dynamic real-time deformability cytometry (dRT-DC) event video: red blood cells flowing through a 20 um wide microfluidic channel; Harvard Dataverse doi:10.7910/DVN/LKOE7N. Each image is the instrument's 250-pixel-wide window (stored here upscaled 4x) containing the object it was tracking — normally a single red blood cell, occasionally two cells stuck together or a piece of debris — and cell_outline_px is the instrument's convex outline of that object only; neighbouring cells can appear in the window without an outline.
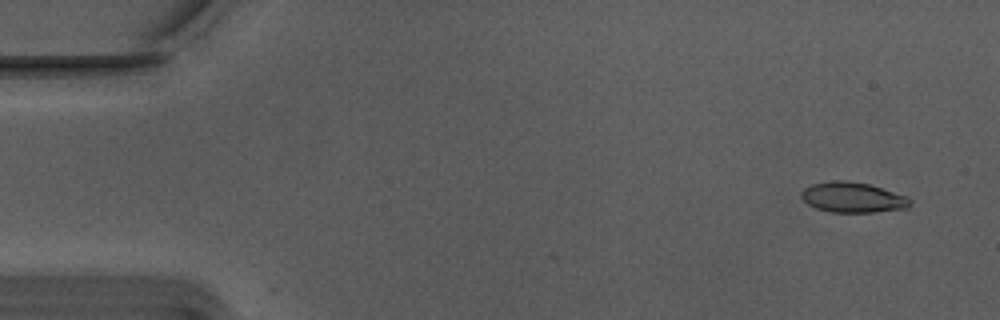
{"species": "Egyptian fruit bat (a non-hibernating species)", "species_latin": "Rousettus aegyptiacus", "temperature_condition": "warm", "stored_images_in_passage": 4, "camera_frame_rate_fps": 3000, "um_per_image_px": 0.085, "animal": {"sex": "male"}, "frame": {"image": 1, "passage_image": 4, "time_ms": 1.0, "image_size_px": [1000, 320], "cell_outline_px": [[912, 204], [908, 208], [876, 212], [832, 212], [816, 208], [808, 204], [800, 196], [800, 192], [804, 188], [812, 184], [832, 180], [848, 180], [868, 184], [908, 196], [912, 200]], "centroid_in_image_um": [72.5, 16.77], "position_along_channel_um": 12.5, "area_um2": 19.36}}